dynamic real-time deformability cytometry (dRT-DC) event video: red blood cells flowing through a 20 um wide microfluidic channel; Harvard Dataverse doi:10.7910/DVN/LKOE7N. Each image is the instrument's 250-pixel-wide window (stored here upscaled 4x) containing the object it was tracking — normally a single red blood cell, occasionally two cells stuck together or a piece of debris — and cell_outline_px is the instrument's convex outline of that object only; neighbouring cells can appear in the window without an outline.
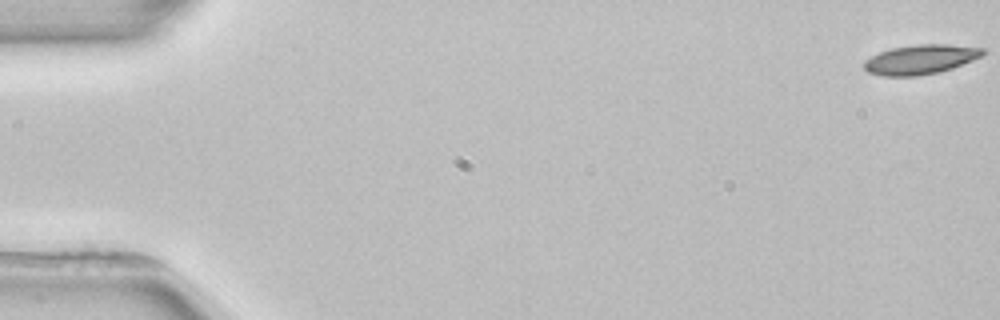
{"species": "common noctule bat (a hibernating species)", "species_latin": "Nyctalus noctula", "temperature_condition": "room temperature", "stored_images_in_passage": 5, "camera_frame_rate_fps": 3000, "um_per_image_px": 0.085, "animal": {"sex": "female", "body_mass_g": 22.7, "forearm_length_mm": 54.2}, "frame": {"image": 1, "passage_image": 1, "time_ms": 0.0, "image_size_px": [1000, 320], "cell_outline_px": [[984, 56], [952, 68], [940, 72], [916, 76], [884, 76], [868, 72], [864, 68], [864, 60], [880, 52], [892, 48], [920, 44], [948, 44], [984, 48]], "centroid_in_image_um": [78.27, 5.05], "position_along_channel_um": 6.7, "area_um2": 20.4}}
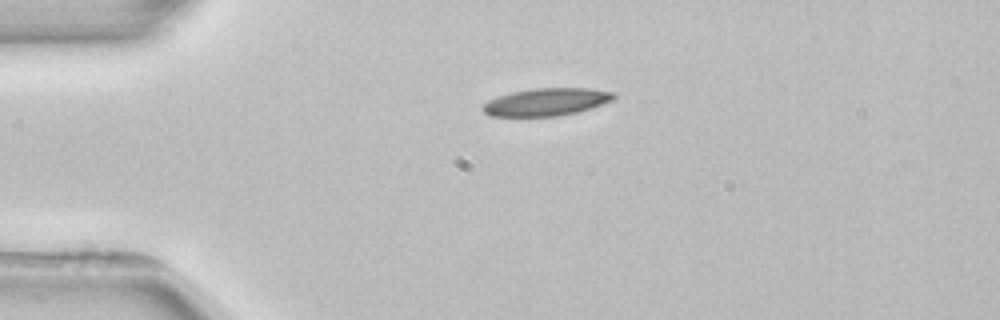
{"frame": {"image": 2, "passage_image": 3, "time_ms": 4.0, "image_size_px": [1000, 320], "cell_outline_px": [[616, 96], [612, 100], [576, 112], [556, 116], [488, 116], [480, 108], [488, 100], [496, 96], [512, 92], [532, 88], [592, 88], [616, 92]], "centroid_in_image_um": [46.4, 8.65], "position_along_channel_um": 38.6, "area_um2": 21.04}}
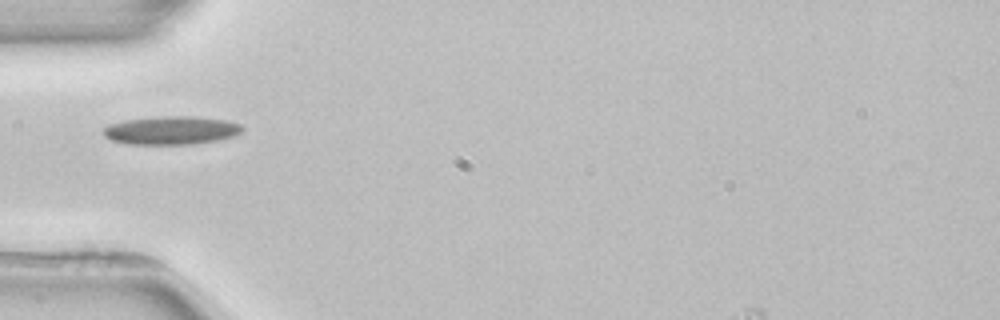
{"frame": {"image": 3, "passage_image": 4, "time_ms": 5.667, "image_size_px": [1000, 320], "cell_outline_px": [[244, 128], [236, 136], [216, 140], [192, 144], [128, 144], [112, 140], [104, 136], [104, 128], [108, 124], [124, 120], [160, 116], [196, 116], [228, 120], [240, 124]], "centroid_in_image_um": [14.57, 11.07], "position_along_channel_um": 70.4, "area_um2": 23.06}}